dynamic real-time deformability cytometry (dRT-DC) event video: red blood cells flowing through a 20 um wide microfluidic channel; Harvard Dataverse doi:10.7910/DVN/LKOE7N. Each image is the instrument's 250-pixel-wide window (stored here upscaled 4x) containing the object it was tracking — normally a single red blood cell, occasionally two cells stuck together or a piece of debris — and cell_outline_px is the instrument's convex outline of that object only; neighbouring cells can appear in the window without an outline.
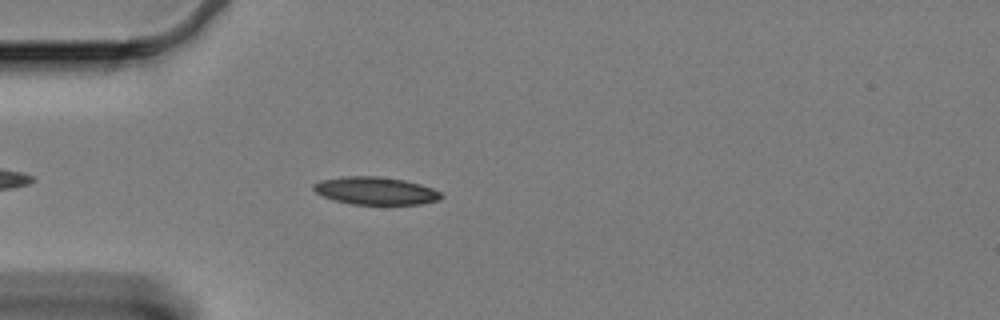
{"species": "Egyptian fruit bat (a non-hibernating species)", "species_latin": "Rousettus aegyptiacus", "temperature_condition": "cold", "stored_images_in_passage": 40, "camera_frame_rate_fps": 3000, "um_per_image_px": 0.085, "animal": {"sex": "female"}, "frame": {"image": 1, "passage_image": 6, "time_ms": 1.667, "image_size_px": [1000, 320], "cell_outline_px": [[444, 196], [440, 200], [420, 204], [352, 204], [336, 200], [324, 196], [316, 192], [312, 188], [312, 184], [320, 180], [344, 176], [380, 176], [404, 180], [420, 184], [432, 188], [440, 192]], "centroid_in_image_um": [31.93, 16.21], "position_along_channel_um": 53.1, "area_um2": 20.58}}
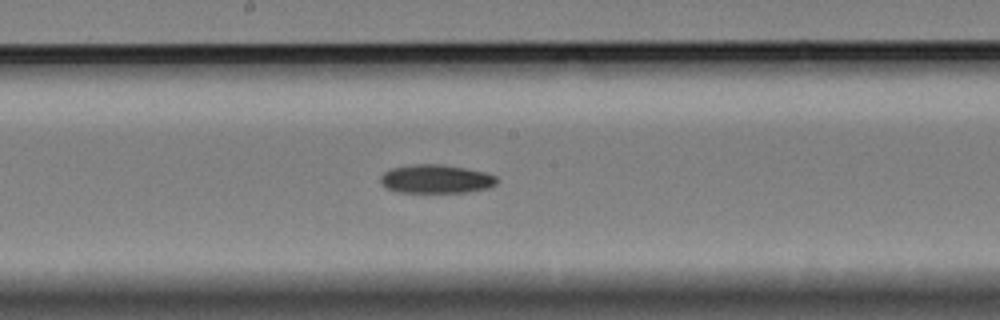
{"frame": {"image": 2, "passage_image": 21, "time_ms": 6.667, "image_size_px": [1000, 320], "cell_outline_px": [[500, 180], [496, 184], [488, 188], [464, 192], [396, 192], [380, 184], [380, 176], [384, 172], [392, 168], [416, 164], [440, 164], [464, 168], [484, 172], [496, 176]], "centroid_in_image_um": [37.06, 15.21], "position_along_channel_um": 211.1, "area_um2": 19.36}}
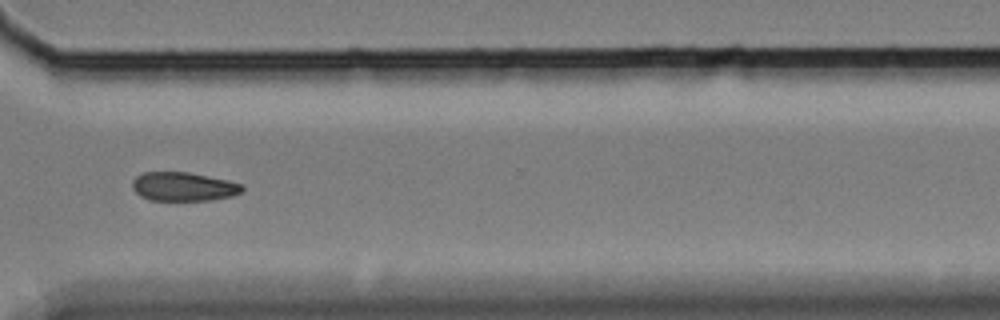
{"frame": {"image": 3, "passage_image": 34, "time_ms": 11.0, "image_size_px": [1000, 320], "cell_outline_px": [[244, 192], [232, 196], [212, 200], [152, 200], [140, 196], [132, 188], [132, 180], [136, 176], [144, 172], [188, 172], [228, 180], [244, 184]], "centroid_in_image_um": [15.63, 15.86], "position_along_channel_um": 355.0, "area_um2": 18.61}}